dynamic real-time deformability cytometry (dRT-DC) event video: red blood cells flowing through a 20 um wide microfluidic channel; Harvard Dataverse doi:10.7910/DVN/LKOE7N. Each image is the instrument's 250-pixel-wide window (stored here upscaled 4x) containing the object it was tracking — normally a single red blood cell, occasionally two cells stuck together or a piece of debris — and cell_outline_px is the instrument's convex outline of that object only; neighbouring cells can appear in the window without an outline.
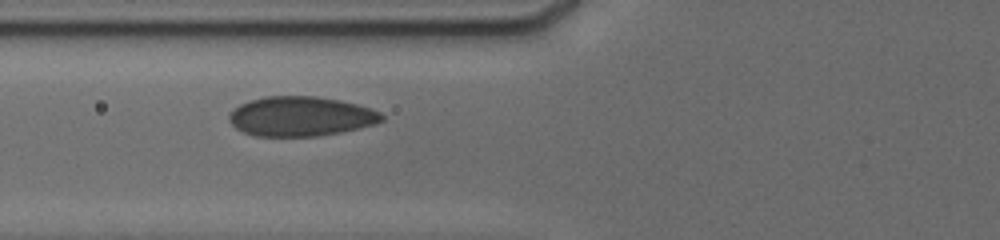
{"species": "human", "species_latin": "Homo sapiens", "temperature_condition": "cold", "stored_images_in_passage": 5, "camera_frame_rate_fps": 3000, "um_per_image_px": 0.085, "donor": {"sex": "male"}, "frame": {"image": 1, "passage_image": 3, "time_ms": 2.0, "image_size_px": [1000, 240], "cell_outline_px": [[384, 120], [376, 124], [360, 128], [340, 132], [316, 136], [256, 136], [244, 132], [236, 128], [228, 120], [228, 116], [240, 104], [248, 100], [264, 96], [316, 96], [340, 100], [356, 104], [380, 112], [384, 116]], "centroid_in_image_um": [25.57, 9.89], "position_along_channel_um": 100.2, "area_um2": 35.26}}
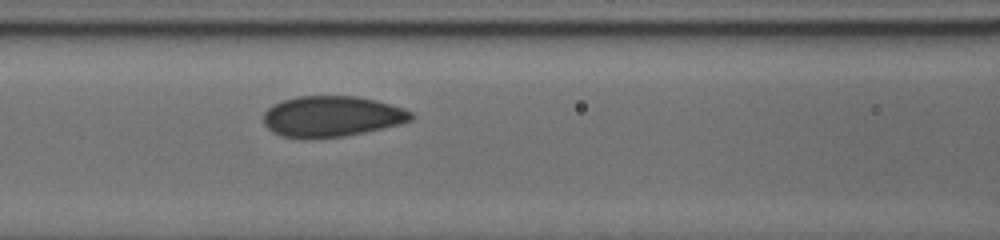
{"frame": {"image": 2, "passage_image": 5, "time_ms": 3.0, "image_size_px": [1000, 240], "cell_outline_px": [[412, 120], [400, 124], [364, 132], [344, 136], [312, 140], [284, 136], [272, 132], [264, 124], [264, 112], [272, 104], [296, 96], [356, 96], [376, 100], [404, 108], [412, 112]], "centroid_in_image_um": [28.18, 9.9], "position_along_channel_um": 138.4, "area_um2": 35.32}}